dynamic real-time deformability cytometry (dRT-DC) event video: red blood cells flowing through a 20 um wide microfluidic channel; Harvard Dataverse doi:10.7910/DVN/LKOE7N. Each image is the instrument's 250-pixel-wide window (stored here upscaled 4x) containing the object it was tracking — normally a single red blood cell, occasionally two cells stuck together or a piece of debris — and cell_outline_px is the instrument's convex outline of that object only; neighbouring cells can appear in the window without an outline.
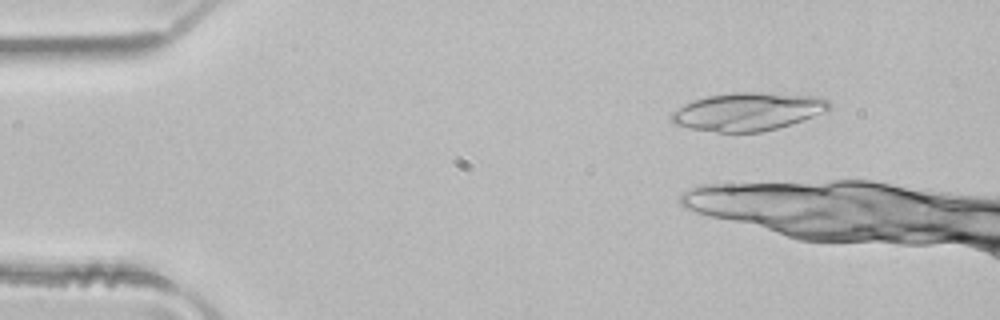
{"species": "common noctule bat (a hibernating species)", "species_latin": "Nyctalus noctula", "temperature_condition": "room temperature", "stored_images_in_passage": 4, "camera_frame_rate_fps": 3000, "um_per_image_px": 0.085, "animal": {"sex": "male", "body_mass_g": 21.5, "forearm_length_mm": 52.0}, "frame": {"image": 1, "passage_image": 2, "time_ms": 0.333, "image_size_px": [1000, 320], "cell_outline_px": [[832, 104], [828, 108], [812, 116], [776, 128], [760, 132], [716, 132], [692, 128], [672, 124], [672, 112], [684, 104], [692, 100], [708, 96], [732, 92], [756, 92], [820, 96], [828, 100]], "centroid_in_image_um": [63.52, 9.47], "position_along_channel_um": 21.5, "area_um2": 34.56}}